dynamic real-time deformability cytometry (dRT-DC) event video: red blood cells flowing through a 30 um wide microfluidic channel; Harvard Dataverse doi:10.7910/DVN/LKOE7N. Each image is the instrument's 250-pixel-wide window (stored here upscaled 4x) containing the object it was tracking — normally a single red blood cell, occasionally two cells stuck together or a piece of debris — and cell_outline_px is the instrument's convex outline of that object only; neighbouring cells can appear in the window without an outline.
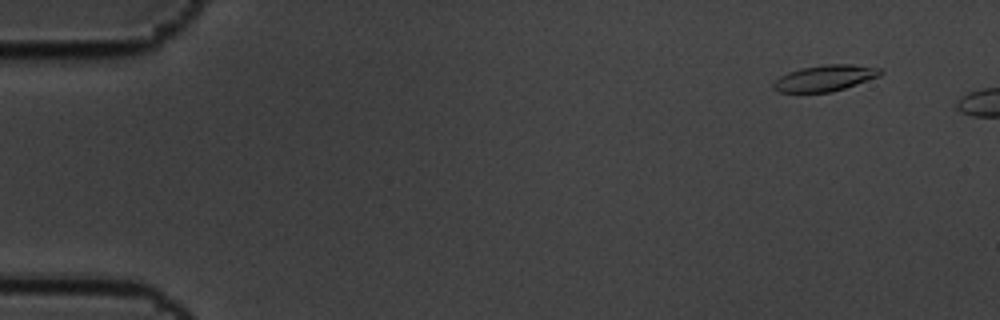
{"species": "common noctule bat (a hibernating species)", "species_latin": "Nyctalus noctula", "temperature_condition": "cold", "stored_images_in_passage": 4, "camera_frame_rate_fps": 3000, "um_per_image_px": 0.085, "animal": {"sex": "male", "body_mass_g": 19.5, "forearm_length_mm": 54.6}, "frame": {"image": 1, "passage_image": 2, "time_ms": 0.333, "image_size_px": [1000, 320], "cell_outline_px": [[884, 72], [880, 76], [832, 92], [780, 92], [772, 88], [772, 84], [780, 76], [788, 72], [800, 68], [828, 64], [852, 64], [880, 68]], "centroid_in_image_um": [70.12, 6.63], "position_along_channel_um": 14.9, "area_um2": 16.24}}